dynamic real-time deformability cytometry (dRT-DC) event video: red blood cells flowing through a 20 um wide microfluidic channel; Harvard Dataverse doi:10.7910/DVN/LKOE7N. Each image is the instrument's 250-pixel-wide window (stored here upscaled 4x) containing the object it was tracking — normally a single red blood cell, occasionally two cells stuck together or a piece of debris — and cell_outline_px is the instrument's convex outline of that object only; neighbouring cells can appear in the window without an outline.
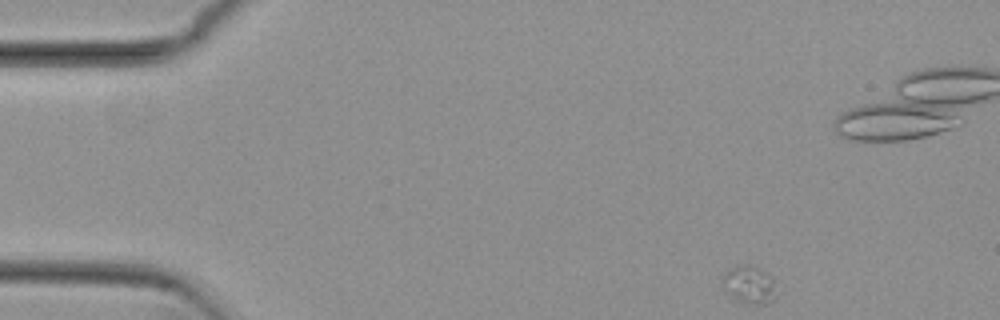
{"species": "common noctule bat (a hibernating species)", "species_latin": "Nyctalus noctula", "temperature_condition": "cold", "stored_images_in_passage": 50, "camera_frame_rate_fps": 3000, "um_per_image_px": 0.085, "animal": {"sex": "female", "body_mass_g": 29.2, "forearm_length_mm": 56.3}, "frame": {"image": 1, "passage_image": 1, "time_ms": 0.0, "image_size_px": [1000, 320], "cell_outline_px": [[776, 296], [772, 300], [764, 304], [744, 304], [728, 292], [720, 284], [728, 268], [736, 264], [748, 264], [760, 268], [768, 272], [772, 276]], "centroid_in_image_um": [63.68, 24.16], "position_along_channel_um": 21.3, "area_um2": 12.02}}